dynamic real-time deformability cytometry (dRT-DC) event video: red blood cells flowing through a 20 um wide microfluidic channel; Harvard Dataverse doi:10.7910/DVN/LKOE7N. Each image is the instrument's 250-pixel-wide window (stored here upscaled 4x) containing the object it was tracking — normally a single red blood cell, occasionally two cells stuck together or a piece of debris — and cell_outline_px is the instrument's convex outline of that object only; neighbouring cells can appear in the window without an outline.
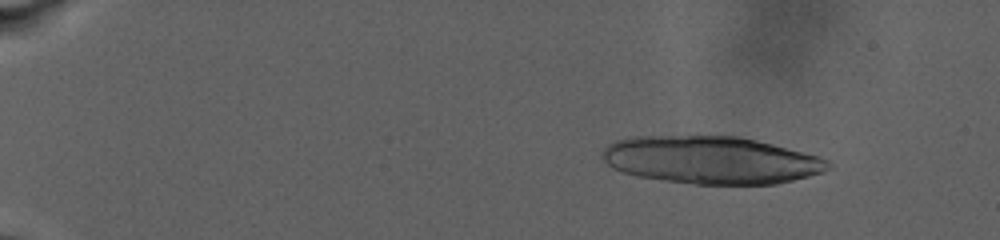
{"species": "human", "species_latin": "Homo sapiens", "temperature_condition": "warm", "stored_images_in_passage": 51, "camera_frame_rate_fps": 3000, "um_per_image_px": 0.085, "donor": {"sex": "male"}, "frame": {"image": 1, "passage_image": 19, "time_ms": 3.667, "image_size_px": [1000, 240], "cell_outline_px": [[832, 164], [824, 172], [776, 184], [692, 184], [664, 180], [640, 176], [624, 172], [612, 168], [604, 160], [600, 152], [608, 144], [616, 140], [632, 136], [740, 136], [772, 144], [816, 156], [828, 160]], "centroid_in_image_um": [60.41, 13.6], "position_along_channel_um": 24.6, "area_um2": 62.37}}